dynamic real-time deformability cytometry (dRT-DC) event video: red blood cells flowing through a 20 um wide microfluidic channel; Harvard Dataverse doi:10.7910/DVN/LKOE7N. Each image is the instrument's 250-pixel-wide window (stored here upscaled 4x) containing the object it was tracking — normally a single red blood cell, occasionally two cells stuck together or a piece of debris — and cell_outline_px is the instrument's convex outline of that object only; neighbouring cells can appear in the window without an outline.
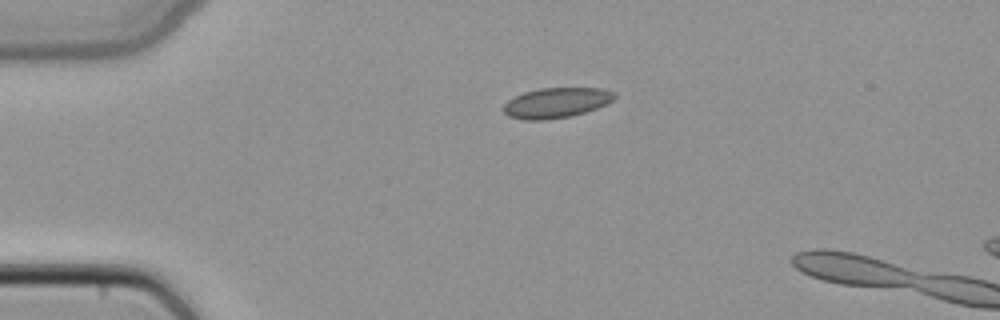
{"species": "common noctule bat (a hibernating species)", "species_latin": "Nyctalus noctula", "temperature_condition": "cold", "stored_images_in_passage": 5, "camera_frame_rate_fps": 3000, "um_per_image_px": 0.085, "animal": {"sex": "female", "body_mass_g": 22.7, "forearm_length_mm": 54.2}, "frame": {"image": 1, "passage_image": 1, "time_ms": 0.0, "image_size_px": [1000, 320], "cell_outline_px": [[616, 96], [608, 104], [572, 116], [544, 120], [524, 120], [508, 116], [504, 112], [504, 104], [508, 100], [524, 92], [540, 88], [604, 88], [616, 92]], "centroid_in_image_um": [47.31, 8.73], "position_along_channel_um": 37.7, "area_um2": 19.59}}